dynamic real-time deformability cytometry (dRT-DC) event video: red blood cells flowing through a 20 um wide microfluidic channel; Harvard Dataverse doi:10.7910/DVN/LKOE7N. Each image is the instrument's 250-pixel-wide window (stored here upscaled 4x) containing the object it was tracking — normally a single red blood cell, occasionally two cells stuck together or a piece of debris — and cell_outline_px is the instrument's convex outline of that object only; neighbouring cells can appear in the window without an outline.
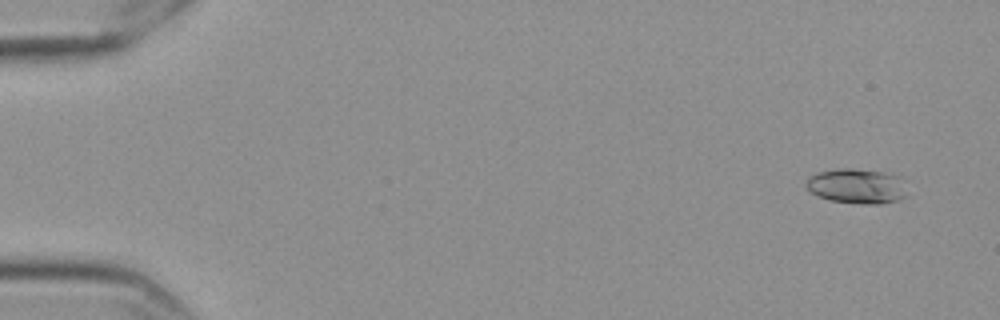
{"species": "Egyptian fruit bat (a non-hibernating species)", "species_latin": "Rousettus aegyptiacus", "temperature_condition": "cold", "stored_images_in_passage": 58, "camera_frame_rate_fps": 3000, "um_per_image_px": 0.085, "frame": {"image": 1, "passage_image": 4, "time_ms": 1.0, "image_size_px": [1000, 320], "cell_outline_px": [[908, 196], [896, 200], [880, 204], [864, 204], [832, 200], [820, 196], [804, 188], [804, 184], [808, 176], [816, 172], [840, 168], [856, 168], [892, 172], [900, 176]], "centroid_in_image_um": [72.84, 15.79], "position_along_channel_um": 12.2, "area_um2": 20.98}}
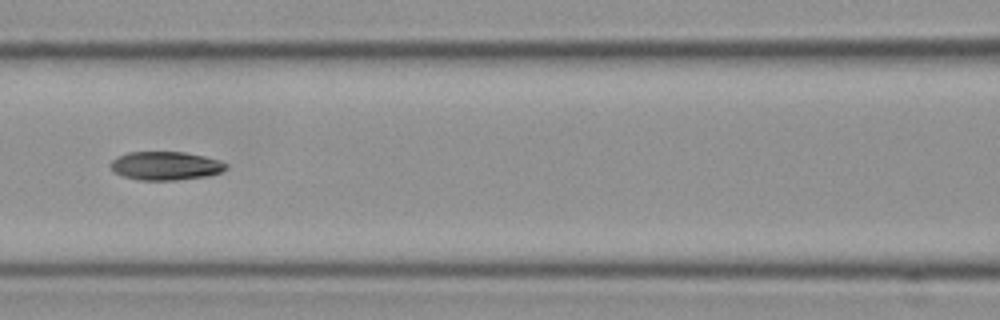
{"frame": {"image": 2, "passage_image": 27, "time_ms": 8.667, "image_size_px": [1000, 320], "cell_outline_px": [[228, 168], [220, 172], [208, 176], [176, 180], [136, 180], [112, 172], [108, 164], [116, 156], [128, 152], [184, 152], [204, 156], [228, 164]], "centroid_in_image_um": [14.02, 14.09], "position_along_channel_um": 152.6, "area_um2": 19.36}}
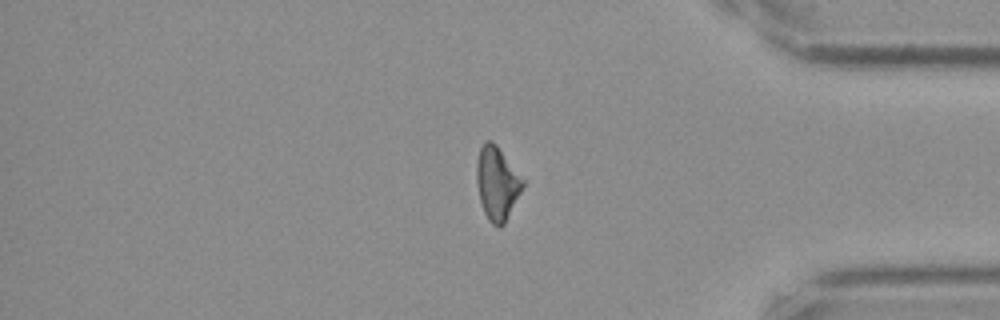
{"frame": {"image": 3, "passage_image": 49, "time_ms": 16.0, "image_size_px": [1000, 320], "cell_outline_px": [[524, 184], [504, 224], [492, 224], [488, 220], [484, 212], [480, 200], [476, 180], [476, 164], [480, 148], [484, 140], [492, 140], [496, 144], [524, 180]], "centroid_in_image_um": [42.22, 15.53], "position_along_channel_um": 393.0, "area_um2": 19.36}, "authors_computed_cell_mechanics": {"area_um2": 19.363, "velocity_mm_per_s": 3.5651, "shape_relaxation_time_tau1_ms": 7.7856, "shape_relaxation_time_tau2_ms": 3.2072, "deformation_change_tau1": 0.2008, "deformation_change_tau2": 0.0864}}